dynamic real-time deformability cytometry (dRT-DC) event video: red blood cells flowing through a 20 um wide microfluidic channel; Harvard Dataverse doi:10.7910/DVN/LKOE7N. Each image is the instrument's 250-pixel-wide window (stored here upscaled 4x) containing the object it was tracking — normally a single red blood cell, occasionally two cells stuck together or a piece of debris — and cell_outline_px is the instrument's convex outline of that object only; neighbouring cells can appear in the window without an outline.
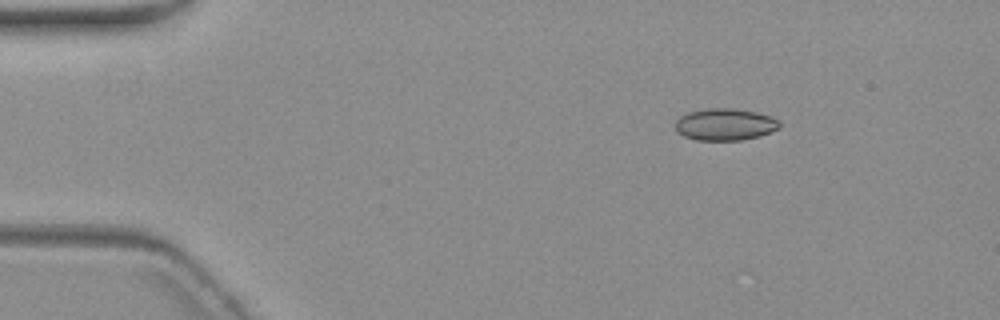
{"species": "common noctule bat (a hibernating species)", "species_latin": "Nyctalus noctula", "temperature_condition": "warm", "stored_images_in_passage": 2, "camera_frame_rate_fps": 3000, "um_per_image_px": 0.085, "animal": {"sex": "female", "body_mass_g": 19.3, "forearm_length_mm": 54.1}, "frame": {"image": 1, "passage_image": 2, "time_ms": 1.333, "image_size_px": [1000, 320], "cell_outline_px": [[780, 128], [760, 136], [740, 140], [696, 140], [684, 136], [676, 132], [676, 120], [680, 116], [688, 112], [708, 108], [732, 108], [756, 112], [772, 116], [780, 120]], "centroid_in_image_um": [61.64, 10.57], "position_along_channel_um": 23.4, "area_um2": 19.54}}